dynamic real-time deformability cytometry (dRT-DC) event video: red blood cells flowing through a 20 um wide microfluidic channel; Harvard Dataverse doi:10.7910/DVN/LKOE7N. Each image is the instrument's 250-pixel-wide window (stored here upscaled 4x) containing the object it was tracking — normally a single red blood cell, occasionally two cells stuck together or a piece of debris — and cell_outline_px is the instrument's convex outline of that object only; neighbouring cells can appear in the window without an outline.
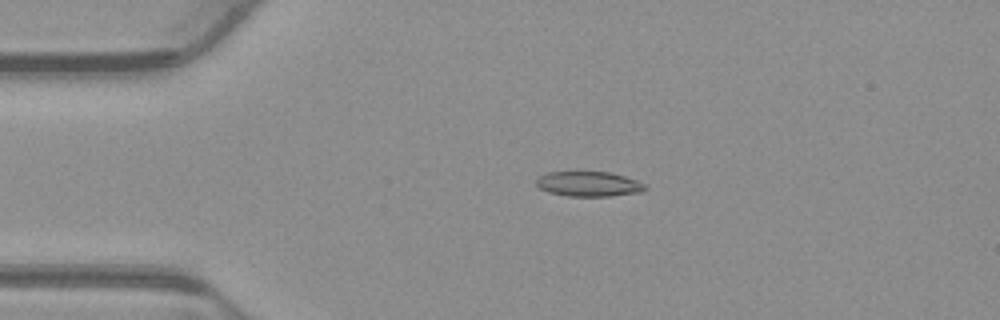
{"species": "common noctule bat (a hibernating species)", "species_latin": "Nyctalus noctula", "temperature_condition": "warm", "stored_images_in_passage": 54, "camera_frame_rate_fps": 3000, "um_per_image_px": 0.085, "animal": {"sex": "male", "body_mass_g": 23.1, "forearm_length_mm": 52.7}, "frame": {"image": 1, "passage_image": 12, "time_ms": 3.667, "image_size_px": [1000, 320], "cell_outline_px": [[648, 188], [640, 192], [608, 196], [568, 196], [548, 192], [540, 188], [536, 184], [536, 180], [540, 176], [548, 172], [608, 172], [624, 176], [636, 180], [644, 184]], "centroid_in_image_um": [50.03, 15.64], "position_along_channel_um": 35.0, "area_um2": 15.66}}
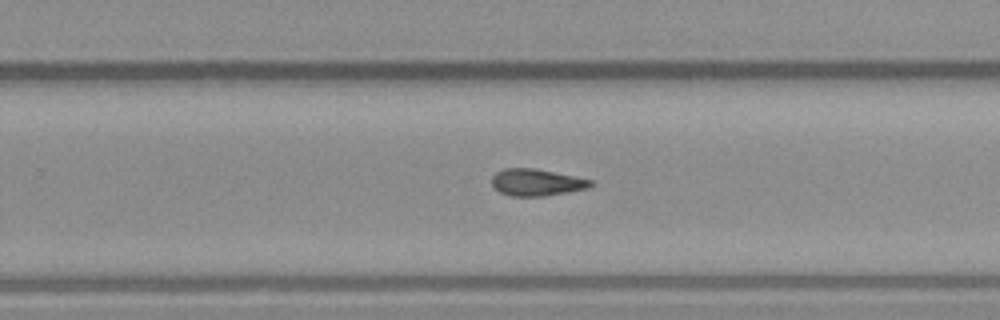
{"frame": {"image": 2, "passage_image": 34, "time_ms": 11.0, "image_size_px": [1000, 320], "cell_outline_px": [[592, 184], [588, 188], [568, 192], [544, 196], [512, 196], [500, 192], [492, 184], [492, 176], [496, 172], [504, 168], [536, 168], [592, 180]], "centroid_in_image_um": [45.59, 15.5], "position_along_channel_um": 284.2, "area_um2": 15.37}}
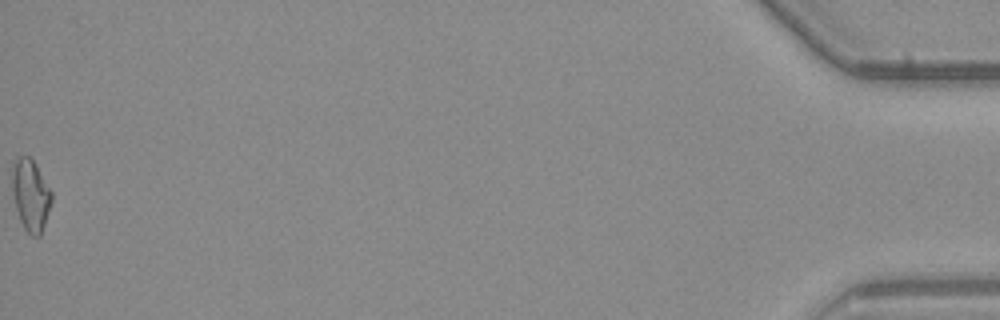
{"frame": {"image": 3, "passage_image": 54, "time_ms": 17.667, "image_size_px": [1000, 320], "cell_outline_px": [[52, 200], [40, 236], [32, 236], [24, 228], [20, 220], [16, 208], [12, 192], [12, 164], [20, 156], [28, 156], [36, 164], [52, 192]], "centroid_in_image_um": [2.6, 16.57], "position_along_channel_um": 432.6, "area_um2": 16.3}, "authors_computed_cell_mechanics": {"area_um2": 15.6638, "velocity_mm_per_s": 3.8864, "shape_relaxation_time_tau1_ms": null, "shape_relaxation_time_tau2_ms": 10.8365, "deformation_change_tau1": null, "deformation_change_tau2": 0.2113}}